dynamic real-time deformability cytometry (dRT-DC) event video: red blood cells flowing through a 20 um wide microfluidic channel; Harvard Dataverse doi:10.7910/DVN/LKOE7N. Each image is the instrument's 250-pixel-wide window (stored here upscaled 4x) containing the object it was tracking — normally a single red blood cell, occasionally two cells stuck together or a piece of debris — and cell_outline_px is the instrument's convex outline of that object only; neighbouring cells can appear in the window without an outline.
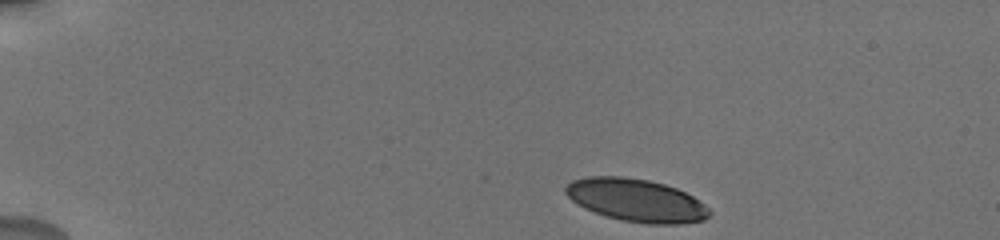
{"species": "human", "species_latin": "Homo sapiens", "temperature_condition": "cold", "stored_images_in_passage": 36, "camera_frame_rate_fps": 3000, "um_per_image_px": 0.085, "donor": {"sex": "male"}, "frame": {"image": 1, "passage_image": 1, "time_ms": 0.0, "image_size_px": [1000, 240], "cell_outline_px": [[712, 212], [704, 220], [680, 224], [648, 224], [620, 220], [584, 208], [572, 200], [564, 192], [564, 188], [572, 180], [588, 176], [624, 176], [648, 180], [664, 184], [676, 188], [692, 196], [704, 204]], "centroid_in_image_um": [54.08, 17.02], "position_along_channel_um": 30.9, "area_um2": 35.78}}
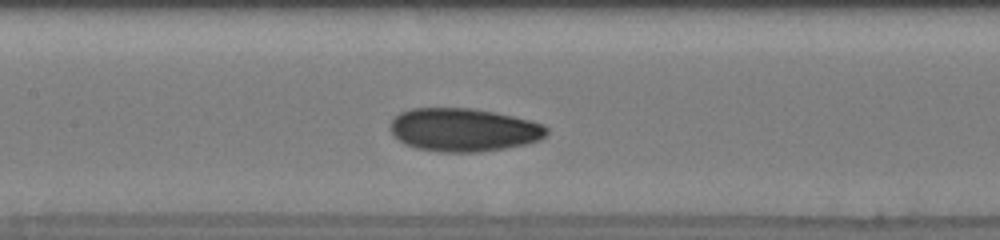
{"frame": {"image": 2, "passage_image": 17, "time_ms": 6.0, "image_size_px": [1000, 240], "cell_outline_px": [[548, 132], [540, 140], [524, 144], [504, 148], [480, 152], [440, 152], [416, 148], [404, 144], [392, 132], [392, 120], [400, 112], [412, 108], [472, 108], [512, 116], [544, 124], [548, 128]], "centroid_in_image_um": [39.42, 11.04], "position_along_channel_um": 168.0, "area_um2": 39.13}}
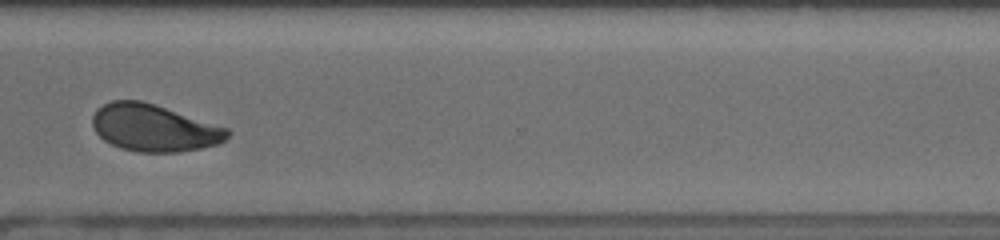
{"frame": {"image": 3, "passage_image": 29, "time_ms": 11.0, "image_size_px": [1000, 240], "cell_outline_px": [[232, 132], [220, 144], [180, 152], [136, 152], [120, 148], [104, 140], [96, 132], [92, 124], [92, 116], [96, 108], [112, 100], [140, 100], [228, 128]], "centroid_in_image_um": [13.07, 10.88], "position_along_channel_um": 357.5, "area_um2": 36.88}, "authors_computed_cell_mechanics": {"area_um2": 38.726, "velocity_mm_per_s": 3.8028, "shape_relaxation_time_tau1_ms": 3.2104, "shape_relaxation_time_tau2_ms": 1.8304, "deformation_change_tau1": 0.1354, "deformation_change_tau2": 0.0682}}